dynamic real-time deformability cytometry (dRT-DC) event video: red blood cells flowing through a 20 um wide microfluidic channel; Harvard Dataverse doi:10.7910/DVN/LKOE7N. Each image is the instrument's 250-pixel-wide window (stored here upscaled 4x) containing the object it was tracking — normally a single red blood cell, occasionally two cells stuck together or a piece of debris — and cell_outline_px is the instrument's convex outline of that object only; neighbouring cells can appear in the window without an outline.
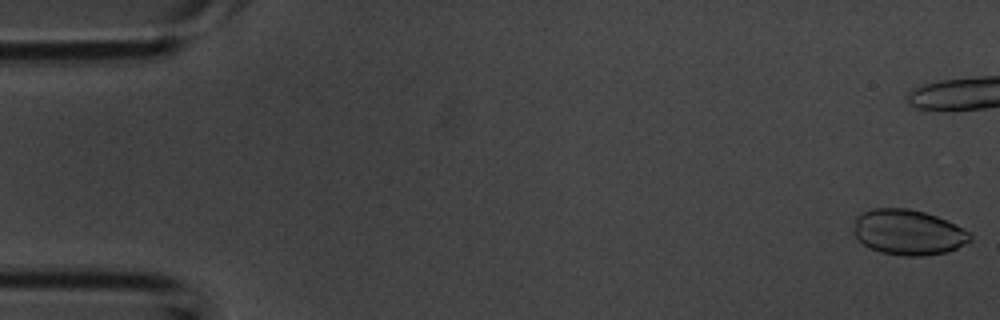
{"species": "common noctule bat (a hibernating species)", "species_latin": "Nyctalus noctula", "temperature_condition": "room temperature", "stored_images_in_passage": 34, "camera_frame_rate_fps": 3000, "um_per_image_px": 0.085, "animal": {"sex": "male", "body_mass_g": 20.1, "forearm_length_mm": 53.5}, "frame": {"image": 1, "passage_image": 1, "time_ms": 0.0, "image_size_px": [1000, 320], "cell_outline_px": [[972, 240], [948, 252], [924, 256], [904, 256], [880, 252], [868, 248], [852, 232], [856, 216], [860, 212], [872, 208], [908, 208], [924, 212], [936, 216], [968, 232], [972, 236]], "centroid_in_image_um": [77.14, 19.74], "position_along_channel_um": 7.9, "area_um2": 30.81}}